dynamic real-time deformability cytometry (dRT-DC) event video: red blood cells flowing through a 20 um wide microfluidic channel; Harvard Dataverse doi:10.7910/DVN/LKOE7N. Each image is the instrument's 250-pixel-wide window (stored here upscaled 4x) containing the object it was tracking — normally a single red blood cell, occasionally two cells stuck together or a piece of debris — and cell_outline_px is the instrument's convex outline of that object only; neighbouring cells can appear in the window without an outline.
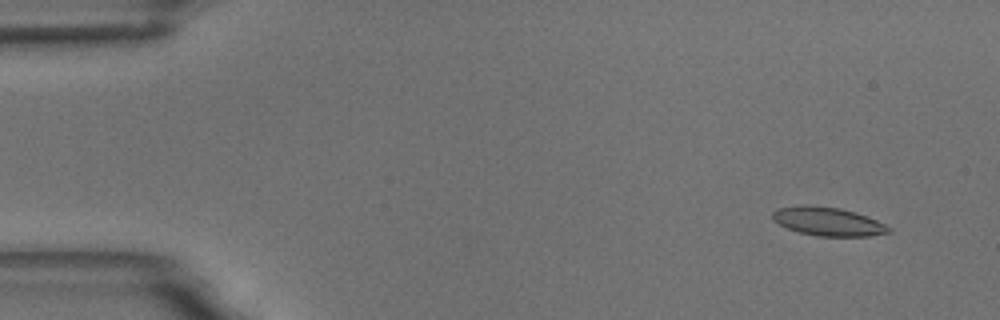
{"species": "common noctule bat (a hibernating species)", "species_latin": "Nyctalus noctula", "temperature_condition": "room temperature", "stored_images_in_passage": 10, "camera_frame_rate_fps": 3000, "um_per_image_px": 0.085, "animal": {"sex": "male", "body_mass_g": 18.8}, "frame": {"image": 1, "passage_image": 1, "time_ms": 0.0, "image_size_px": [1000, 320], "cell_outline_px": [[892, 232], [868, 236], [816, 236], [800, 232], [788, 228], [772, 220], [772, 212], [776, 208], [800, 204], [808, 204], [840, 208], [856, 212], [868, 216], [892, 228]], "centroid_in_image_um": [70.36, 18.81], "position_along_channel_um": 14.6, "area_um2": 19.59}}
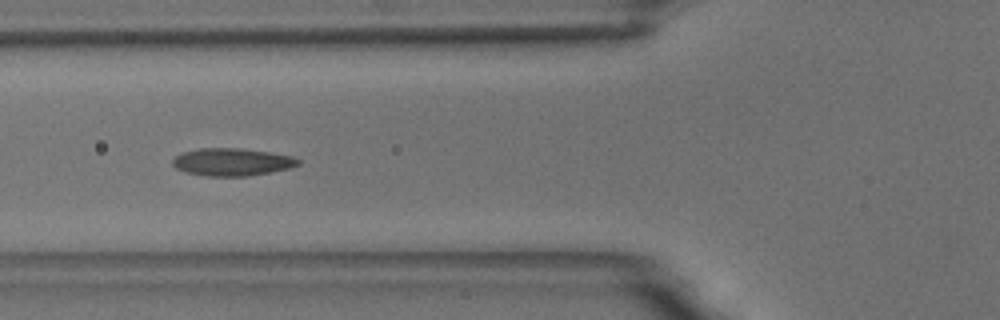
{"frame": {"image": 2, "passage_image": 6, "time_ms": 5.667, "image_size_px": [1000, 320], "cell_outline_px": [[300, 164], [288, 168], [248, 176], [208, 176], [184, 172], [176, 168], [172, 164], [172, 160], [176, 156], [184, 152], [200, 148], [240, 148], [268, 152], [292, 156], [300, 160]], "centroid_in_image_um": [19.7, 13.77], "position_along_channel_um": 106.1, "area_um2": 20.0}}
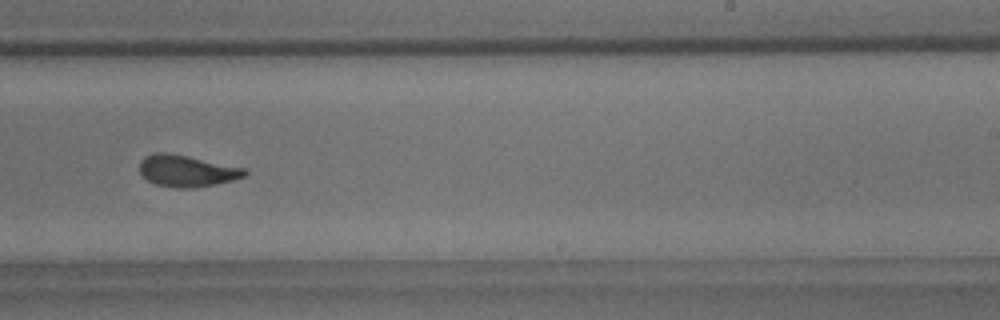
{"frame": {"image": 3, "passage_image": 10, "time_ms": 10.333, "image_size_px": [1000, 320], "cell_outline_px": [[248, 176], [232, 180], [192, 188], [172, 188], [156, 184], [148, 180], [140, 172], [140, 160], [144, 156], [156, 152], [164, 152], [188, 156], [244, 168], [248, 172]], "centroid_in_image_um": [15.86, 14.52], "position_along_channel_um": 273.1, "area_um2": 19.25}}